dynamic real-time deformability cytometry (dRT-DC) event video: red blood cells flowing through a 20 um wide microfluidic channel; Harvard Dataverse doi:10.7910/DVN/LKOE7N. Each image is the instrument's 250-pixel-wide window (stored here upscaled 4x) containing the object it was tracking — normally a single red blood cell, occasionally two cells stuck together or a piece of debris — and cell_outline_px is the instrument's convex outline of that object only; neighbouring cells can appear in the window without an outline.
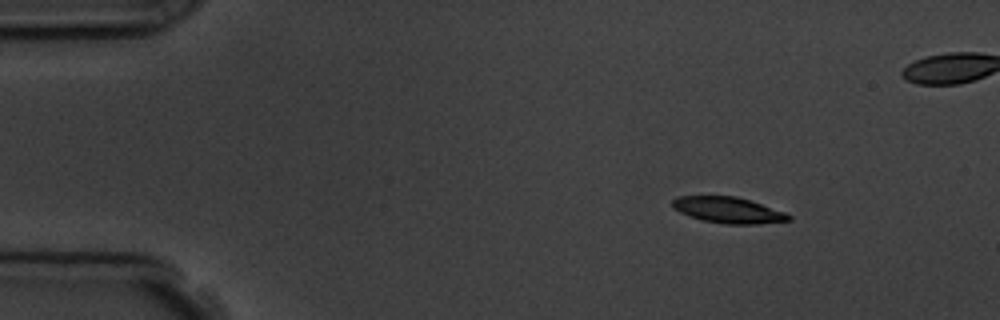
{"species": "common noctule bat (a hibernating species)", "species_latin": "Nyctalus noctula", "temperature_condition": "room temperature", "stored_images_in_passage": 6, "camera_frame_rate_fps": 3000, "um_per_image_px": 0.085, "animal": {"sex": "male", "body_mass_g": 19.5, "forearm_length_mm": 54.6}, "frame": {"image": 1, "passage_image": 1, "time_ms": 0.0, "image_size_px": [1000, 320], "cell_outline_px": [[792, 220], [756, 224], [724, 224], [700, 220], [688, 216], [672, 208], [672, 200], [676, 196], [736, 196], [784, 212], [792, 216]], "centroid_in_image_um": [61.84, 17.86], "position_along_channel_um": 23.2, "area_um2": 17.63}}